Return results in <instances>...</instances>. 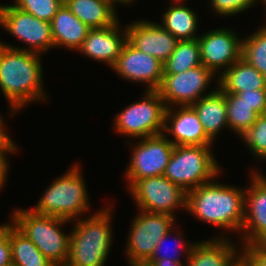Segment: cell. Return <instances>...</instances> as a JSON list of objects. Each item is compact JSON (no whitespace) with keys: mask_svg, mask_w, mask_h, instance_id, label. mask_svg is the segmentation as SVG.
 <instances>
[{"mask_svg":"<svg viewBox=\"0 0 266 266\" xmlns=\"http://www.w3.org/2000/svg\"><path fill=\"white\" fill-rule=\"evenodd\" d=\"M161 26L178 40L198 39L197 17L194 11L184 5L171 6L163 15Z\"/></svg>","mask_w":266,"mask_h":266,"instance_id":"obj_25","label":"cell"},{"mask_svg":"<svg viewBox=\"0 0 266 266\" xmlns=\"http://www.w3.org/2000/svg\"><path fill=\"white\" fill-rule=\"evenodd\" d=\"M12 218V223L46 258L56 266L67 264L70 235L64 234L59 227L68 220L20 209L14 212Z\"/></svg>","mask_w":266,"mask_h":266,"instance_id":"obj_4","label":"cell"},{"mask_svg":"<svg viewBox=\"0 0 266 266\" xmlns=\"http://www.w3.org/2000/svg\"><path fill=\"white\" fill-rule=\"evenodd\" d=\"M170 234H171V230L168 232V233H166L160 240H159V243L156 245V247H155V249H154V251H153V253H152V256L146 261L148 264H150V265H154L157 261H161V260H164V259H169V260H172V261H180V259H179V257H176L175 256V254L173 253L172 255L173 256H169V254L168 253H165L164 252V254H163V251H161L162 250V247H163V244L165 243V240H167V238H168V236H170ZM181 237V235L180 234H177V237L176 236H174L175 238H174V240L176 241V240H180L179 241V245H182L183 246V248L182 249H184V251H186V254H187V256L186 257H188V255L190 254V251H191V248H192V246H193V244H191V245H187L186 243H184V242H182L181 240L182 239H179V237ZM183 243V244H182ZM185 246V247H184ZM187 247V248H186ZM167 250H168V247H167ZM166 250V251H167ZM160 254H162V255H160ZM168 254V255H167ZM175 256V257H174Z\"/></svg>","mask_w":266,"mask_h":266,"instance_id":"obj_34","label":"cell"},{"mask_svg":"<svg viewBox=\"0 0 266 266\" xmlns=\"http://www.w3.org/2000/svg\"><path fill=\"white\" fill-rule=\"evenodd\" d=\"M198 115L206 135L213 141L224 126L228 127L226 97L218 88L191 105Z\"/></svg>","mask_w":266,"mask_h":266,"instance_id":"obj_22","label":"cell"},{"mask_svg":"<svg viewBox=\"0 0 266 266\" xmlns=\"http://www.w3.org/2000/svg\"><path fill=\"white\" fill-rule=\"evenodd\" d=\"M16 144L10 137H0V187L4 184L7 174L8 161L5 159V153L14 152L17 150Z\"/></svg>","mask_w":266,"mask_h":266,"instance_id":"obj_35","label":"cell"},{"mask_svg":"<svg viewBox=\"0 0 266 266\" xmlns=\"http://www.w3.org/2000/svg\"><path fill=\"white\" fill-rule=\"evenodd\" d=\"M63 4L64 0H15L13 6L38 19L51 22Z\"/></svg>","mask_w":266,"mask_h":266,"instance_id":"obj_29","label":"cell"},{"mask_svg":"<svg viewBox=\"0 0 266 266\" xmlns=\"http://www.w3.org/2000/svg\"><path fill=\"white\" fill-rule=\"evenodd\" d=\"M243 247V266H266V242H252Z\"/></svg>","mask_w":266,"mask_h":266,"instance_id":"obj_31","label":"cell"},{"mask_svg":"<svg viewBox=\"0 0 266 266\" xmlns=\"http://www.w3.org/2000/svg\"><path fill=\"white\" fill-rule=\"evenodd\" d=\"M12 265L9 225L0 226V266Z\"/></svg>","mask_w":266,"mask_h":266,"instance_id":"obj_36","label":"cell"},{"mask_svg":"<svg viewBox=\"0 0 266 266\" xmlns=\"http://www.w3.org/2000/svg\"><path fill=\"white\" fill-rule=\"evenodd\" d=\"M153 266H184L181 261H172L169 259H164L161 261H157Z\"/></svg>","mask_w":266,"mask_h":266,"instance_id":"obj_37","label":"cell"},{"mask_svg":"<svg viewBox=\"0 0 266 266\" xmlns=\"http://www.w3.org/2000/svg\"><path fill=\"white\" fill-rule=\"evenodd\" d=\"M133 148L126 177L129 188L138 180L161 176L168 165L174 145L164 133L142 138Z\"/></svg>","mask_w":266,"mask_h":266,"instance_id":"obj_11","label":"cell"},{"mask_svg":"<svg viewBox=\"0 0 266 266\" xmlns=\"http://www.w3.org/2000/svg\"><path fill=\"white\" fill-rule=\"evenodd\" d=\"M166 105L157 90H146L145 98L120 112L115 119V130L136 138L164 133Z\"/></svg>","mask_w":266,"mask_h":266,"instance_id":"obj_7","label":"cell"},{"mask_svg":"<svg viewBox=\"0 0 266 266\" xmlns=\"http://www.w3.org/2000/svg\"><path fill=\"white\" fill-rule=\"evenodd\" d=\"M210 146H174L163 175L185 192L210 182L220 172Z\"/></svg>","mask_w":266,"mask_h":266,"instance_id":"obj_5","label":"cell"},{"mask_svg":"<svg viewBox=\"0 0 266 266\" xmlns=\"http://www.w3.org/2000/svg\"><path fill=\"white\" fill-rule=\"evenodd\" d=\"M202 65L198 39L179 40L163 64L164 74H176Z\"/></svg>","mask_w":266,"mask_h":266,"instance_id":"obj_26","label":"cell"},{"mask_svg":"<svg viewBox=\"0 0 266 266\" xmlns=\"http://www.w3.org/2000/svg\"><path fill=\"white\" fill-rule=\"evenodd\" d=\"M221 74L218 88L223 93L237 94L242 91L266 89V78L243 58Z\"/></svg>","mask_w":266,"mask_h":266,"instance_id":"obj_21","label":"cell"},{"mask_svg":"<svg viewBox=\"0 0 266 266\" xmlns=\"http://www.w3.org/2000/svg\"><path fill=\"white\" fill-rule=\"evenodd\" d=\"M250 151L260 159L266 158V113L257 117L255 123L241 136Z\"/></svg>","mask_w":266,"mask_h":266,"instance_id":"obj_30","label":"cell"},{"mask_svg":"<svg viewBox=\"0 0 266 266\" xmlns=\"http://www.w3.org/2000/svg\"><path fill=\"white\" fill-rule=\"evenodd\" d=\"M174 220L167 214L146 211L135 217L126 247L129 264L146 262L159 240L170 230L173 231Z\"/></svg>","mask_w":266,"mask_h":266,"instance_id":"obj_9","label":"cell"},{"mask_svg":"<svg viewBox=\"0 0 266 266\" xmlns=\"http://www.w3.org/2000/svg\"><path fill=\"white\" fill-rule=\"evenodd\" d=\"M256 0H212V9L215 10L216 13L220 15H236L239 12H242L250 6Z\"/></svg>","mask_w":266,"mask_h":266,"instance_id":"obj_32","label":"cell"},{"mask_svg":"<svg viewBox=\"0 0 266 266\" xmlns=\"http://www.w3.org/2000/svg\"><path fill=\"white\" fill-rule=\"evenodd\" d=\"M252 174V186L245 191L242 230L249 231L244 236V245L266 242V178L255 171Z\"/></svg>","mask_w":266,"mask_h":266,"instance_id":"obj_16","label":"cell"},{"mask_svg":"<svg viewBox=\"0 0 266 266\" xmlns=\"http://www.w3.org/2000/svg\"><path fill=\"white\" fill-rule=\"evenodd\" d=\"M51 30L54 46L78 50L91 28L63 4L51 21Z\"/></svg>","mask_w":266,"mask_h":266,"instance_id":"obj_20","label":"cell"},{"mask_svg":"<svg viewBox=\"0 0 266 266\" xmlns=\"http://www.w3.org/2000/svg\"><path fill=\"white\" fill-rule=\"evenodd\" d=\"M0 24L11 35L29 44L28 48H16L37 53L54 47L51 22L38 19L13 5H0Z\"/></svg>","mask_w":266,"mask_h":266,"instance_id":"obj_10","label":"cell"},{"mask_svg":"<svg viewBox=\"0 0 266 266\" xmlns=\"http://www.w3.org/2000/svg\"><path fill=\"white\" fill-rule=\"evenodd\" d=\"M224 95L228 126L242 136L255 123L259 115L236 94L224 93Z\"/></svg>","mask_w":266,"mask_h":266,"instance_id":"obj_27","label":"cell"},{"mask_svg":"<svg viewBox=\"0 0 266 266\" xmlns=\"http://www.w3.org/2000/svg\"><path fill=\"white\" fill-rule=\"evenodd\" d=\"M241 58L266 78V26L242 40Z\"/></svg>","mask_w":266,"mask_h":266,"instance_id":"obj_28","label":"cell"},{"mask_svg":"<svg viewBox=\"0 0 266 266\" xmlns=\"http://www.w3.org/2000/svg\"><path fill=\"white\" fill-rule=\"evenodd\" d=\"M229 242L223 237L197 244L195 242L187 257L186 266H240L241 253L238 255L233 243Z\"/></svg>","mask_w":266,"mask_h":266,"instance_id":"obj_19","label":"cell"},{"mask_svg":"<svg viewBox=\"0 0 266 266\" xmlns=\"http://www.w3.org/2000/svg\"><path fill=\"white\" fill-rule=\"evenodd\" d=\"M39 54L0 42V88L12 113L32 101L45 99Z\"/></svg>","mask_w":266,"mask_h":266,"instance_id":"obj_1","label":"cell"},{"mask_svg":"<svg viewBox=\"0 0 266 266\" xmlns=\"http://www.w3.org/2000/svg\"><path fill=\"white\" fill-rule=\"evenodd\" d=\"M127 30V40L141 52L155 57L163 64L174 51L177 42L169 31L154 22L131 23Z\"/></svg>","mask_w":266,"mask_h":266,"instance_id":"obj_15","label":"cell"},{"mask_svg":"<svg viewBox=\"0 0 266 266\" xmlns=\"http://www.w3.org/2000/svg\"><path fill=\"white\" fill-rule=\"evenodd\" d=\"M245 191L211 182L187 192L186 210L200 220L216 226L242 230Z\"/></svg>","mask_w":266,"mask_h":266,"instance_id":"obj_2","label":"cell"},{"mask_svg":"<svg viewBox=\"0 0 266 266\" xmlns=\"http://www.w3.org/2000/svg\"><path fill=\"white\" fill-rule=\"evenodd\" d=\"M173 1H177L176 3H181L183 0H173Z\"/></svg>","mask_w":266,"mask_h":266,"instance_id":"obj_41","label":"cell"},{"mask_svg":"<svg viewBox=\"0 0 266 266\" xmlns=\"http://www.w3.org/2000/svg\"><path fill=\"white\" fill-rule=\"evenodd\" d=\"M111 210L76 221L70 233L69 256L65 266H103L112 244Z\"/></svg>","mask_w":266,"mask_h":266,"instance_id":"obj_3","label":"cell"},{"mask_svg":"<svg viewBox=\"0 0 266 266\" xmlns=\"http://www.w3.org/2000/svg\"><path fill=\"white\" fill-rule=\"evenodd\" d=\"M2 117H0V137H9L8 134H6V132H4V128H3V120L1 119Z\"/></svg>","mask_w":266,"mask_h":266,"instance_id":"obj_38","label":"cell"},{"mask_svg":"<svg viewBox=\"0 0 266 266\" xmlns=\"http://www.w3.org/2000/svg\"><path fill=\"white\" fill-rule=\"evenodd\" d=\"M130 266H153V265H150L147 262H138V263L130 264Z\"/></svg>","mask_w":266,"mask_h":266,"instance_id":"obj_40","label":"cell"},{"mask_svg":"<svg viewBox=\"0 0 266 266\" xmlns=\"http://www.w3.org/2000/svg\"><path fill=\"white\" fill-rule=\"evenodd\" d=\"M215 74L203 64L185 72L163 74L158 93L164 100L166 107L172 104L191 106L202 98V93L208 87Z\"/></svg>","mask_w":266,"mask_h":266,"instance_id":"obj_12","label":"cell"},{"mask_svg":"<svg viewBox=\"0 0 266 266\" xmlns=\"http://www.w3.org/2000/svg\"><path fill=\"white\" fill-rule=\"evenodd\" d=\"M13 266H56L13 223L9 224Z\"/></svg>","mask_w":266,"mask_h":266,"instance_id":"obj_24","label":"cell"},{"mask_svg":"<svg viewBox=\"0 0 266 266\" xmlns=\"http://www.w3.org/2000/svg\"><path fill=\"white\" fill-rule=\"evenodd\" d=\"M112 69L126 80L147 83V90H157L164 74L162 62L149 54L141 52L128 40Z\"/></svg>","mask_w":266,"mask_h":266,"instance_id":"obj_14","label":"cell"},{"mask_svg":"<svg viewBox=\"0 0 266 266\" xmlns=\"http://www.w3.org/2000/svg\"><path fill=\"white\" fill-rule=\"evenodd\" d=\"M258 114L266 113V89L242 91L236 94Z\"/></svg>","mask_w":266,"mask_h":266,"instance_id":"obj_33","label":"cell"},{"mask_svg":"<svg viewBox=\"0 0 266 266\" xmlns=\"http://www.w3.org/2000/svg\"><path fill=\"white\" fill-rule=\"evenodd\" d=\"M130 192L141 211L174 217L176 207L186 209L187 192L164 175L138 179Z\"/></svg>","mask_w":266,"mask_h":266,"instance_id":"obj_8","label":"cell"},{"mask_svg":"<svg viewBox=\"0 0 266 266\" xmlns=\"http://www.w3.org/2000/svg\"><path fill=\"white\" fill-rule=\"evenodd\" d=\"M230 30L216 29L198 37L201 63L215 71L224 68L226 71L241 58L242 40Z\"/></svg>","mask_w":266,"mask_h":266,"instance_id":"obj_13","label":"cell"},{"mask_svg":"<svg viewBox=\"0 0 266 266\" xmlns=\"http://www.w3.org/2000/svg\"><path fill=\"white\" fill-rule=\"evenodd\" d=\"M118 23L117 21L106 28L91 29L78 50L92 59L102 60L113 67L127 41V30L125 28L120 36Z\"/></svg>","mask_w":266,"mask_h":266,"instance_id":"obj_18","label":"cell"},{"mask_svg":"<svg viewBox=\"0 0 266 266\" xmlns=\"http://www.w3.org/2000/svg\"><path fill=\"white\" fill-rule=\"evenodd\" d=\"M112 4L113 3H123V4H128V3H131V2H133V1H135V0H109Z\"/></svg>","mask_w":266,"mask_h":266,"instance_id":"obj_39","label":"cell"},{"mask_svg":"<svg viewBox=\"0 0 266 266\" xmlns=\"http://www.w3.org/2000/svg\"><path fill=\"white\" fill-rule=\"evenodd\" d=\"M64 4L91 29L106 28L119 21L109 0H64Z\"/></svg>","mask_w":266,"mask_h":266,"instance_id":"obj_23","label":"cell"},{"mask_svg":"<svg viewBox=\"0 0 266 266\" xmlns=\"http://www.w3.org/2000/svg\"><path fill=\"white\" fill-rule=\"evenodd\" d=\"M172 108L166 109L163 131L171 132L174 136V141L169 140L174 146L211 145L212 140L206 135L197 113L191 106H182L176 113ZM167 122H170L171 126Z\"/></svg>","mask_w":266,"mask_h":266,"instance_id":"obj_17","label":"cell"},{"mask_svg":"<svg viewBox=\"0 0 266 266\" xmlns=\"http://www.w3.org/2000/svg\"><path fill=\"white\" fill-rule=\"evenodd\" d=\"M78 165L53 182L38 201L34 213L54 216L65 220L77 218L89 208L88 194Z\"/></svg>","mask_w":266,"mask_h":266,"instance_id":"obj_6","label":"cell"}]
</instances>
